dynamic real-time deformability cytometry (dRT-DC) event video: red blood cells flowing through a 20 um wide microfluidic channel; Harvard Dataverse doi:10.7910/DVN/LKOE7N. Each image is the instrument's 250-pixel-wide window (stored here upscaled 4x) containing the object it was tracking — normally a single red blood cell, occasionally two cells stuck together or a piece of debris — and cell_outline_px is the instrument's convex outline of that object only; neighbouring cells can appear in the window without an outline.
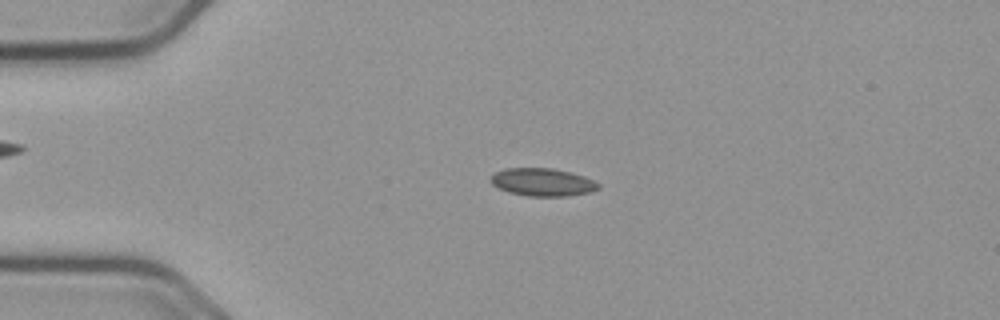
{"species": "common noctule bat (a hibernating species)", "species_latin": "Nyctalus noctula", "temperature_condition": "cold", "stored_images_in_passage": 50, "camera_frame_rate_fps": 3000, "um_per_image_px": 0.085, "animal": {"sex": "male", "body_mass_g": 23.1, "forearm_length_mm": 52.7}, "frame": {"image": 1, "passage_image": 7, "time_ms": 2.0, "image_size_px": [1000, 320], "cell_outline_px": [[600, 188], [592, 192], [568, 196], [528, 196], [508, 192], [492, 184], [488, 180], [496, 172], [504, 168], [552, 168], [584, 176], [600, 184]], "centroid_in_image_um": [46.12, 15.49], "position_along_channel_um": 38.9, "area_um2": 17.46}}
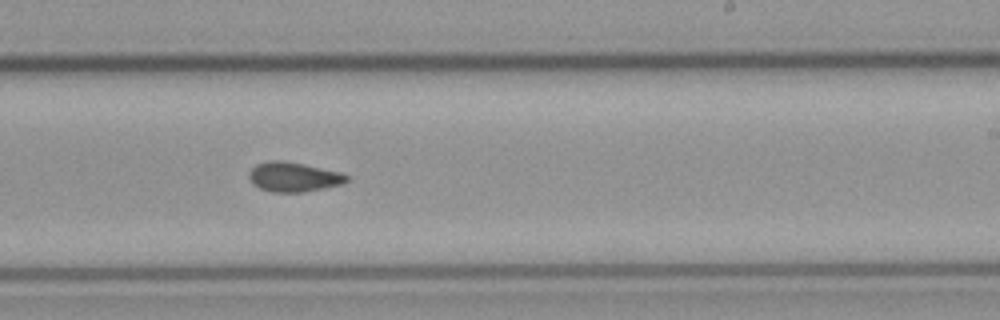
{"frame": {"image": 2, "passage_image": 28, "time_ms": 9.0, "image_size_px": [1000, 320], "cell_outline_px": [[348, 180], [340, 184], [304, 192], [272, 192], [260, 188], [252, 184], [248, 176], [248, 172], [256, 164], [268, 160], [284, 160], [304, 164], [340, 172], [348, 176]], "centroid_in_image_um": [24.9, 15.03], "position_along_channel_um": 264.1, "area_um2": 16.82}}
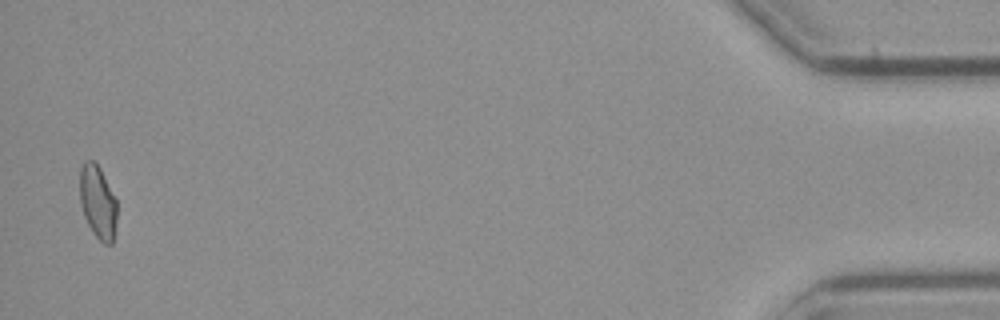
{"frame": {"image": 3, "passage_image": 49, "time_ms": 16.0, "image_size_px": [1000, 320], "cell_outline_px": [[116, 220], [112, 244], [104, 244], [92, 232], [84, 216], [80, 204], [80, 168], [84, 160], [92, 160], [100, 168], [116, 200]], "centroid_in_image_um": [8.29, 17.17], "position_along_channel_um": 426.9, "area_um2": 15.72}, "authors_computed_cell_mechanics": {"area_um2": 16.6175, "velocity_mm_per_s": 3.6638, "shape_relaxation_time_tau1_ms": null, "shape_relaxation_time_tau2_ms": 1.7321, "deformation_change_tau1": null, "deformation_change_tau2": 0.0478}}